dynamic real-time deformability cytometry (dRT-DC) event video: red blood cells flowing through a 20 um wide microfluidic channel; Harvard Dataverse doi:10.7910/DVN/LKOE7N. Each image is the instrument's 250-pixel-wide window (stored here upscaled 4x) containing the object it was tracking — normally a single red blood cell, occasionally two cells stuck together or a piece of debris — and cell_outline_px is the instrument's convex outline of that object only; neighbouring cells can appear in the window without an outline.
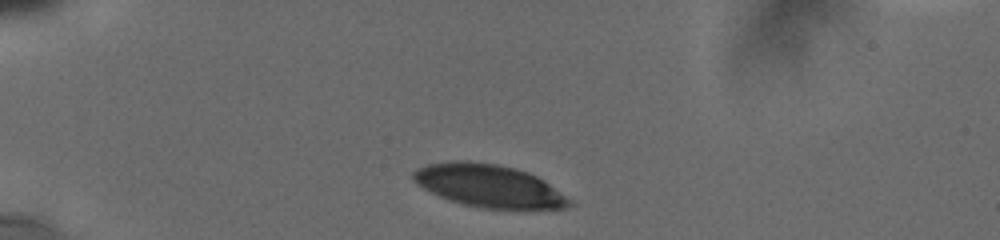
{"species": "human", "species_latin": "Homo sapiens", "temperature_condition": "cold", "stored_images_in_passage": 4, "camera_frame_rate_fps": 3000, "um_per_image_px": 0.085, "donor": {"sex": "male"}, "frame": {"image": 1, "passage_image": 1, "time_ms": 0.0, "image_size_px": [1000, 240], "cell_outline_px": [[572, 204], [564, 208], [528, 212], [520, 212], [480, 208], [464, 204], [440, 196], [416, 184], [412, 180], [412, 172], [428, 164], [496, 164], [528, 172], [536, 176], [572, 200]], "centroid_in_image_um": [41.69, 15.91], "position_along_channel_um": 43.3, "area_um2": 38.38}}